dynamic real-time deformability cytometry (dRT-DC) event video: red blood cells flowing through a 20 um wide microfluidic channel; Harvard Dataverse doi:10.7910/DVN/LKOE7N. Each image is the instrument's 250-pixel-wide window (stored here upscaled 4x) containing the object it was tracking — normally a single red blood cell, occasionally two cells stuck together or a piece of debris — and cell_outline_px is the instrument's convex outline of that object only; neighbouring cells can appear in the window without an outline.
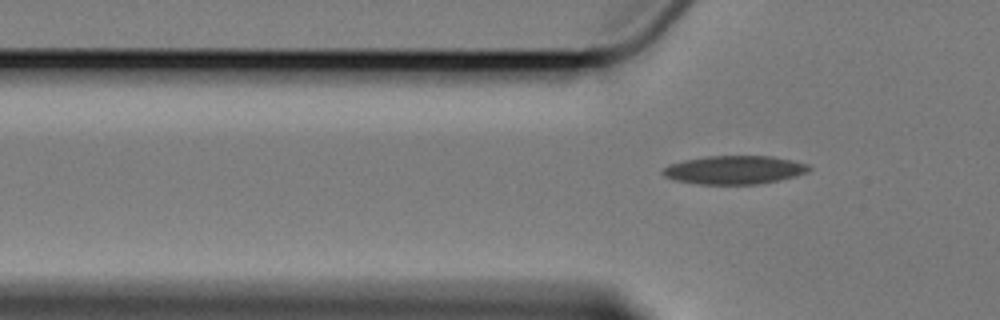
{"species": "Egyptian fruit bat (a non-hibernating species)", "species_latin": "Rousettus aegyptiacus", "temperature_condition": "cold", "stored_images_in_passage": 6, "segment_of_instrument_passage": [2, 2], "camera_frame_rate_fps": 3000, "um_per_image_px": 0.085, "animal": {"sex": "female"}, "frame": {"image": 1, "passage_image": 6, "time_ms": 7.0, "image_size_px": [1000, 320], "cell_outline_px": [[812, 168], [808, 172], [796, 176], [756, 184], [700, 184], [672, 180], [664, 176], [660, 172], [668, 164], [684, 160], [708, 156], [772, 156], [792, 160], [808, 164]], "centroid_in_image_um": [62.39, 14.44], "position_along_channel_um": 63.4, "area_um2": 24.28}}